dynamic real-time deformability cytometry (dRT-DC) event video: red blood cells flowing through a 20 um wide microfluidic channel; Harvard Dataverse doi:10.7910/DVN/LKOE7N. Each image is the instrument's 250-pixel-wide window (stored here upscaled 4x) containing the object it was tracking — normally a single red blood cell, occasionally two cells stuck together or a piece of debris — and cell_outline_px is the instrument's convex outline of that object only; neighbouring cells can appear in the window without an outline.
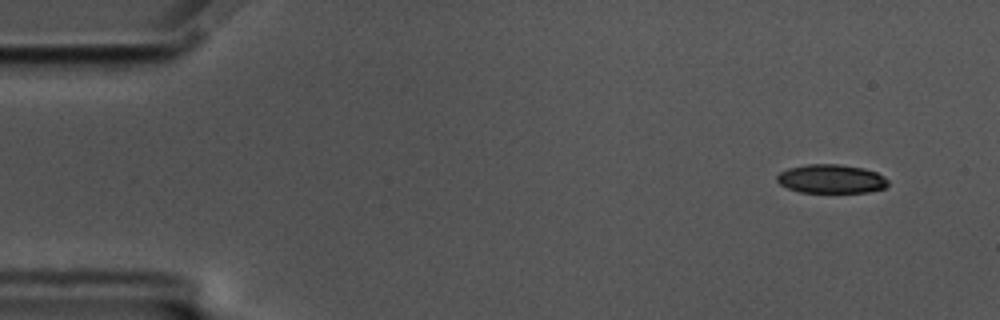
{"species": "common noctule bat (a hibernating species)", "species_latin": "Nyctalus noctula", "temperature_condition": "cold", "stored_images_in_passage": 56, "camera_frame_rate_fps": 3000, "um_per_image_px": 0.085, "animal": {"sex": "male", "body_mass_g": 17.5, "forearm_length_mm": 52.3}, "frame": {"image": 1, "passage_image": 3, "time_ms": 0.667, "image_size_px": [1000, 320], "cell_outline_px": [[888, 184], [884, 188], [868, 192], [800, 192], [788, 188], [780, 184], [776, 180], [776, 176], [780, 172], [788, 168], [808, 164], [840, 164], [864, 168], [876, 172], [884, 176], [888, 180]], "centroid_in_image_um": [70.65, 15.2], "position_along_channel_um": 14.4, "area_um2": 18.67}}
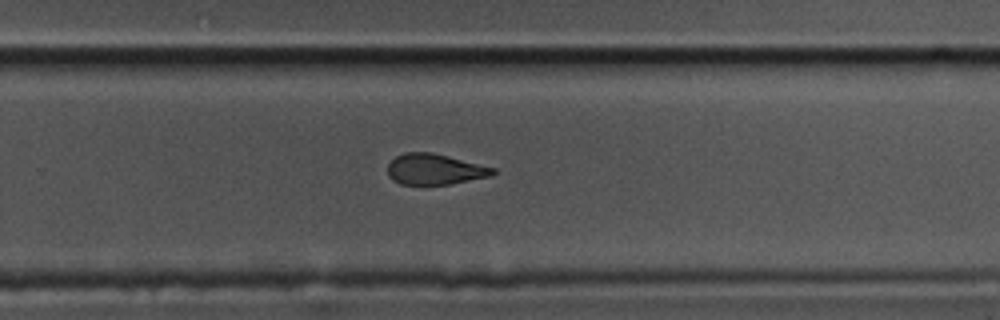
{"frame": {"image": 2, "passage_image": 36, "time_ms": 11.667, "image_size_px": [1000, 320], "cell_outline_px": [[496, 172], [492, 176], [448, 184], [400, 184], [392, 180], [388, 176], [388, 164], [396, 156], [404, 152], [432, 152], [496, 168]], "centroid_in_image_um": [36.95, 14.38], "position_along_channel_um": 292.9, "area_um2": 18.84}}
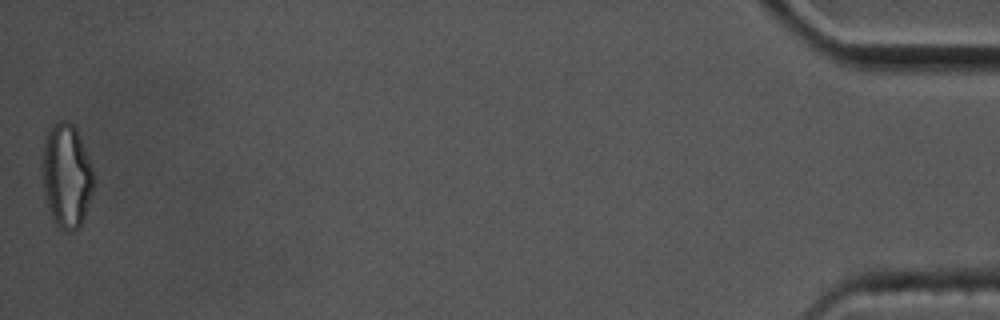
{"frame": {"image": 3, "passage_image": 56, "time_ms": 18.333, "image_size_px": [1000, 320], "cell_outline_px": [[92, 192], [84, 216], [80, 224], [72, 232], [64, 232], [56, 224], [52, 216], [48, 204], [44, 188], [44, 140], [52, 124], [60, 120], [68, 120], [76, 128], [92, 168]], "centroid_in_image_um": [5.66, 14.92], "position_along_channel_um": 429.5, "area_um2": 30.11}, "authors_computed_cell_mechanics": {"area_um2": 20.5768, "velocity_mm_per_s": 3.4884, "shape_relaxation_time_tau1_ms": null, "shape_relaxation_time_tau2_ms": 3.9285, "deformation_change_tau1": null, "deformation_change_tau2": 0.1187}}